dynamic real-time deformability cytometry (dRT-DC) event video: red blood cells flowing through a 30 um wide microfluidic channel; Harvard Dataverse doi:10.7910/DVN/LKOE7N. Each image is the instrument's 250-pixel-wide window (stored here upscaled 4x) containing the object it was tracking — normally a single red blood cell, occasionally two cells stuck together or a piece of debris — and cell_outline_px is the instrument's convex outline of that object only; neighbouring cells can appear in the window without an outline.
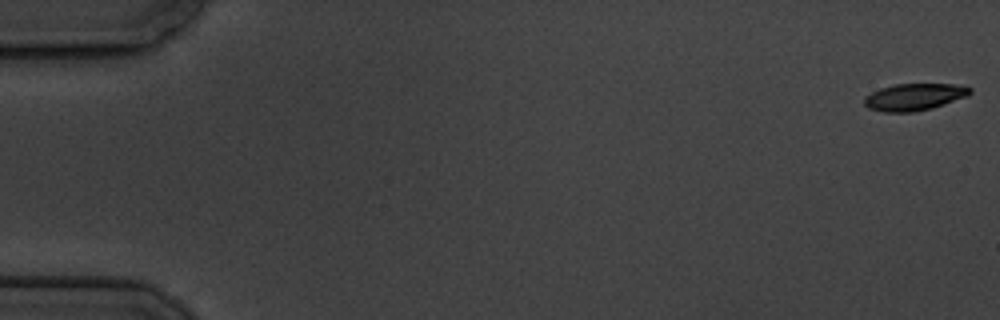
{"species": "common noctule bat (a hibernating species)", "species_latin": "Nyctalus noctula", "temperature_condition": "cold", "stored_images_in_passage": 7, "camera_frame_rate_fps": 3000, "um_per_image_px": 0.085, "animal": {"sex": "male", "body_mass_g": 19.5, "forearm_length_mm": 54.6}, "frame": {"image": 1, "passage_image": 1, "time_ms": 0.0, "image_size_px": [1000, 320], "cell_outline_px": [[972, 92], [968, 96], [932, 108], [912, 112], [884, 112], [868, 108], [864, 104], [864, 96], [880, 88], [896, 84], [952, 84], [972, 88]], "centroid_in_image_um": [77.7, 8.24], "position_along_channel_um": 7.3, "area_um2": 16.59}}
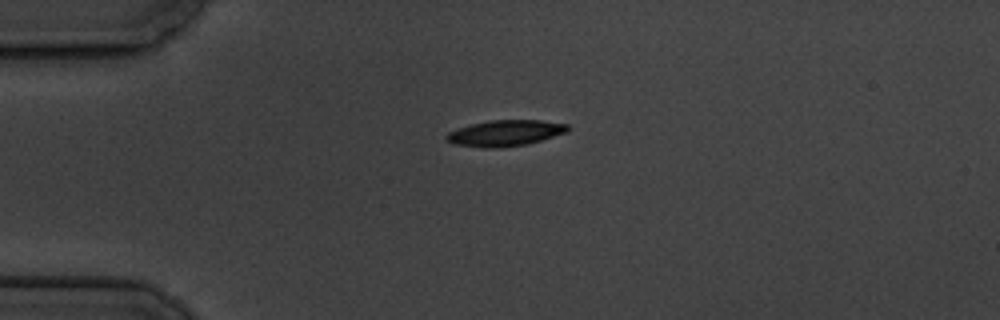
{"frame": {"image": 2, "passage_image": 5, "time_ms": 4.667, "image_size_px": [1000, 320], "cell_outline_px": [[572, 128], [568, 132], [528, 144], [496, 148], [484, 148], [452, 144], [444, 136], [448, 132], [472, 124], [492, 120], [540, 120], [568, 124]], "centroid_in_image_um": [42.98, 11.32], "position_along_channel_um": 42.0, "area_um2": 18.44}}
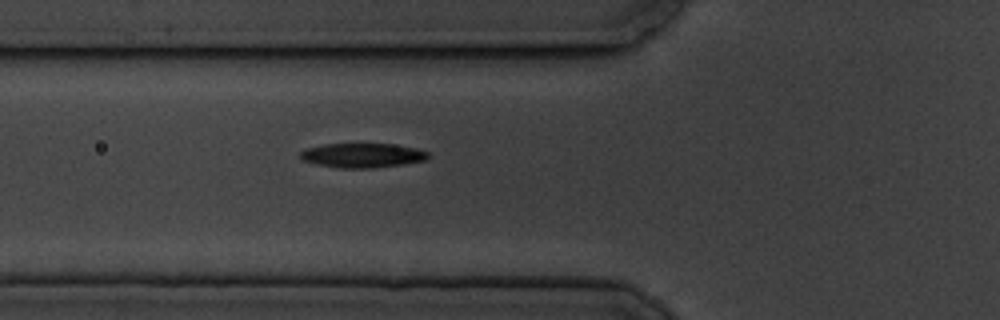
{"frame": {"image": 3, "passage_image": 7, "time_ms": 7.0, "image_size_px": [1000, 320], "cell_outline_px": [[428, 156], [424, 160], [400, 164], [368, 168], [340, 168], [316, 164], [304, 160], [300, 156], [300, 152], [304, 148], [324, 144], [392, 144], [416, 148], [428, 152]], "centroid_in_image_um": [30.75, 13.2], "position_along_channel_um": 95.1, "area_um2": 17.92}}